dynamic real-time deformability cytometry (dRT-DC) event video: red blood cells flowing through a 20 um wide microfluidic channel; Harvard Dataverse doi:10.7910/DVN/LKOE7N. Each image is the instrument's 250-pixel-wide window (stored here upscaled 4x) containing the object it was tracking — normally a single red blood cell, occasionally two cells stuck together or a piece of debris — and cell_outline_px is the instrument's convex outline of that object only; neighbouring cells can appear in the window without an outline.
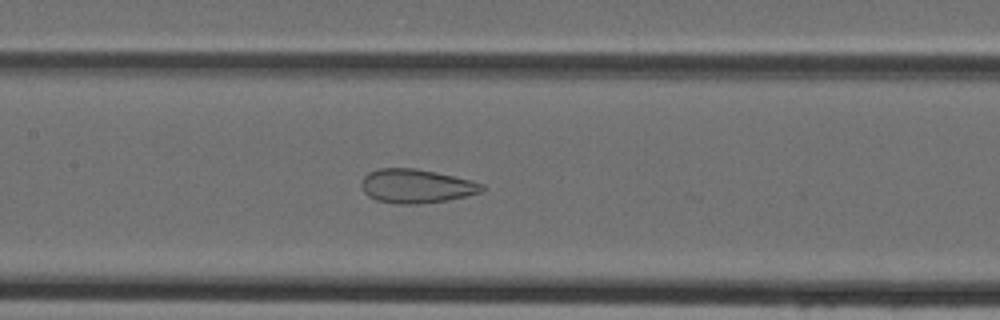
{"species": "Egyptian fruit bat (a non-hibernating species)", "species_latin": "Rousettus aegyptiacus", "temperature_condition": "cold", "stored_images_in_passage": 22, "camera_frame_rate_fps": 3000, "um_per_image_px": 0.085, "animal": {"sex": "female"}, "frame": {"image": 1, "passage_image": 21, "time_ms": 6.667, "image_size_px": [1000, 320], "cell_outline_px": [[484, 188], [480, 192], [464, 196], [444, 200], [420, 204], [396, 204], [376, 200], [368, 196], [364, 192], [360, 184], [364, 176], [368, 172], [380, 168], [416, 168], [436, 172], [472, 180], [484, 184]], "centroid_in_image_um": [35.34, 15.81], "position_along_channel_um": 172.1, "area_um2": 23.81}}